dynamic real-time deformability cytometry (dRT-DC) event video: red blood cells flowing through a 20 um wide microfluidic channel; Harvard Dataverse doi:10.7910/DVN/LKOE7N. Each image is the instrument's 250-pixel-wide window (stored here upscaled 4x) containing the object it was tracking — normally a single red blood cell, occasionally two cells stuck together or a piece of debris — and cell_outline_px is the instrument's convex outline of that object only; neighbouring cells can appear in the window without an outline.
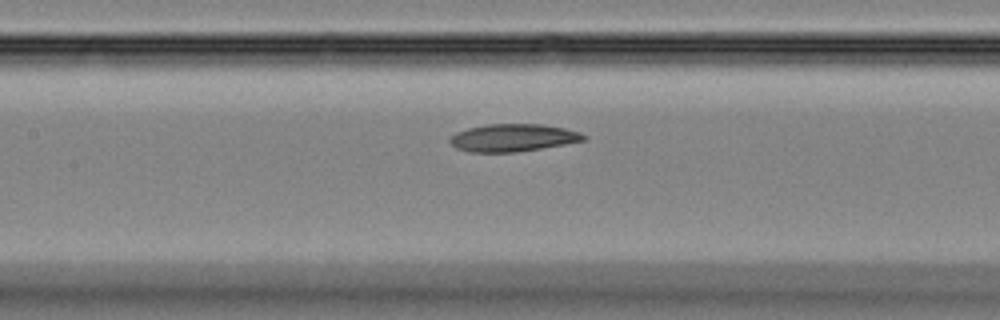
{"species": "Egyptian fruit bat (a non-hibernating species)", "species_latin": "Rousettus aegyptiacus", "temperature_condition": "room temperature", "stored_images_in_passage": 45, "camera_frame_rate_fps": 3000, "um_per_image_px": 0.085, "animal": {"sex": "female"}, "frame": {"image": 1, "passage_image": 21, "time_ms": 6.667, "image_size_px": [1000, 320], "cell_outline_px": [[588, 140], [516, 152], [468, 152], [456, 148], [448, 140], [456, 132], [468, 128], [488, 124], [540, 124], [564, 128], [580, 132], [588, 136]], "centroid_in_image_um": [43.62, 11.71], "position_along_channel_um": 163.8, "area_um2": 21.44}}
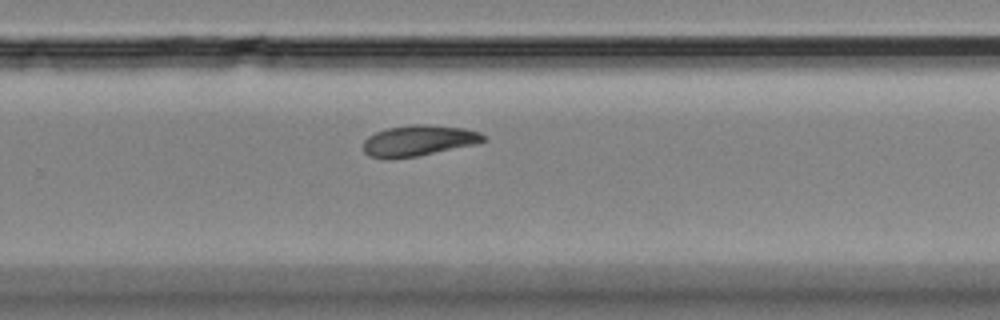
{"frame": {"image": 2, "passage_image": 30, "time_ms": 9.667, "image_size_px": [1000, 320], "cell_outline_px": [[488, 140], [476, 144], [416, 156], [392, 160], [384, 160], [368, 156], [364, 152], [364, 140], [368, 136], [376, 132], [388, 128], [412, 124], [424, 124], [464, 128], [480, 132], [488, 136]], "centroid_in_image_um": [35.58, 11.96], "position_along_channel_um": 294.2, "area_um2": 21.91}}
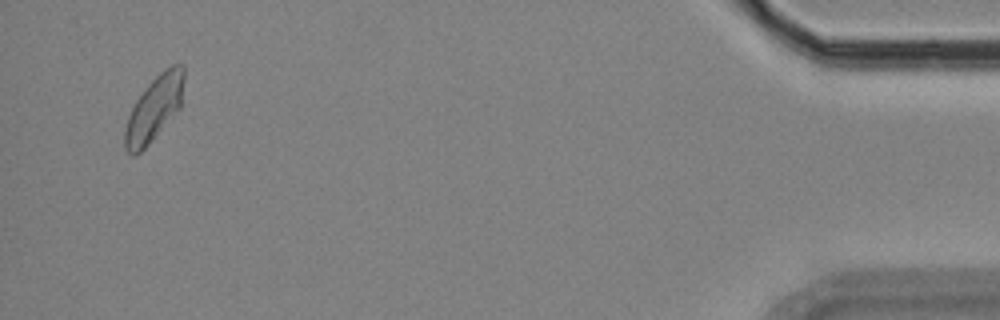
{"frame": {"image": 3, "passage_image": 44, "time_ms": 14.333, "image_size_px": [1000, 320], "cell_outline_px": [[184, 80], [180, 108], [152, 140], [136, 156], [132, 156], [124, 148], [124, 132], [128, 116], [136, 100], [148, 84], [164, 68], [172, 64], [184, 64]], "centroid_in_image_um": [13.1, 9.22], "position_along_channel_um": 422.1, "area_um2": 22.25}}